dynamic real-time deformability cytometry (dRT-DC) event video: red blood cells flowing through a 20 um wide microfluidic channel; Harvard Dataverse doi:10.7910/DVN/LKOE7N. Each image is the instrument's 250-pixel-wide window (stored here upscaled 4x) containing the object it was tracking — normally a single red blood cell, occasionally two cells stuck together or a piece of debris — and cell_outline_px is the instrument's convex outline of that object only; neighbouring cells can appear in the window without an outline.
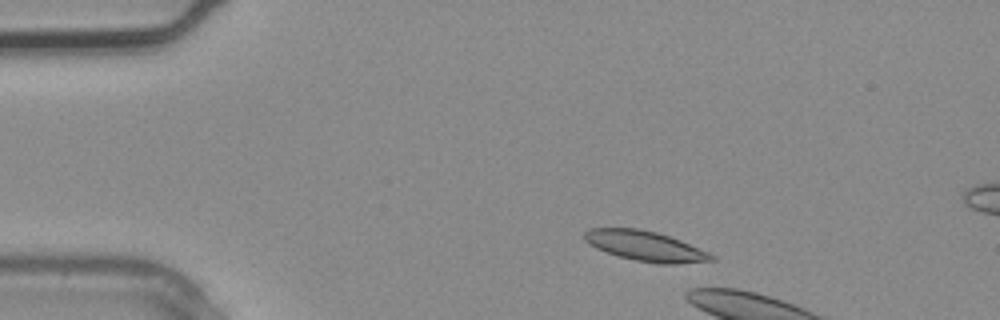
{"species": "common noctule bat (a hibernating species)", "species_latin": "Nyctalus noctula", "temperature_condition": "warm", "stored_images_in_passage": 3, "camera_frame_rate_fps": 3000, "um_per_image_px": 0.085, "animal": {"sex": "male", "body_mass_g": 20.4}, "frame": {"image": 1, "passage_image": 1, "time_ms": 0.0, "image_size_px": [1000, 320], "cell_outline_px": [[716, 260], [676, 264], [660, 264], [636, 260], [620, 256], [596, 248], [588, 244], [584, 240], [584, 232], [588, 228], [640, 228], [656, 232], [680, 240], [708, 252], [716, 256]], "centroid_in_image_um": [54.85, 20.91], "position_along_channel_um": 30.2, "area_um2": 22.14}}